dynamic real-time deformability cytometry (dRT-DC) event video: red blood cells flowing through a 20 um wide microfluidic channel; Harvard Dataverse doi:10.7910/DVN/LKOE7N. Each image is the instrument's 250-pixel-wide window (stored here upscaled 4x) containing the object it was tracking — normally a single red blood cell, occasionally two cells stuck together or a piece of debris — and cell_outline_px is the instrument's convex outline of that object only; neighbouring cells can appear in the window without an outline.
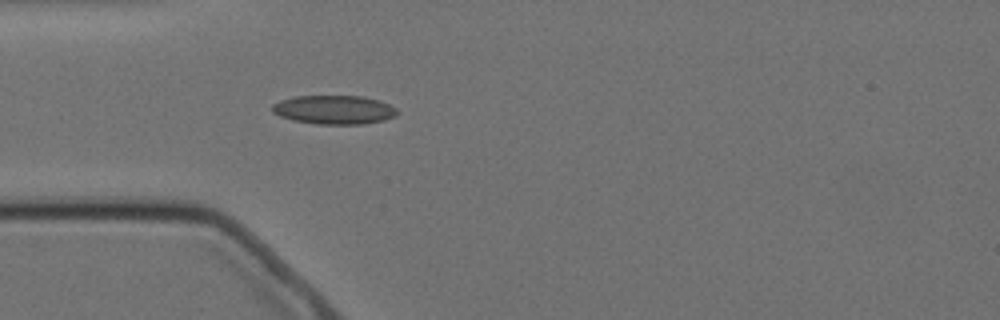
{"species": "Egyptian fruit bat (a non-hibernating species)", "species_latin": "Rousettus aegyptiacus", "temperature_condition": "cold", "stored_images_in_passage": 4, "camera_frame_rate_fps": 3000, "um_per_image_px": 0.085, "animal": {"sex": "female"}, "frame": {"image": 1, "passage_image": 4, "time_ms": 3.667, "image_size_px": [1000, 320], "cell_outline_px": [[396, 116], [384, 120], [364, 124], [316, 124], [292, 120], [280, 116], [272, 112], [272, 104], [280, 100], [296, 96], [364, 96], [380, 100], [396, 108]], "centroid_in_image_um": [28.39, 9.33], "position_along_channel_um": 56.6, "area_um2": 21.1}}